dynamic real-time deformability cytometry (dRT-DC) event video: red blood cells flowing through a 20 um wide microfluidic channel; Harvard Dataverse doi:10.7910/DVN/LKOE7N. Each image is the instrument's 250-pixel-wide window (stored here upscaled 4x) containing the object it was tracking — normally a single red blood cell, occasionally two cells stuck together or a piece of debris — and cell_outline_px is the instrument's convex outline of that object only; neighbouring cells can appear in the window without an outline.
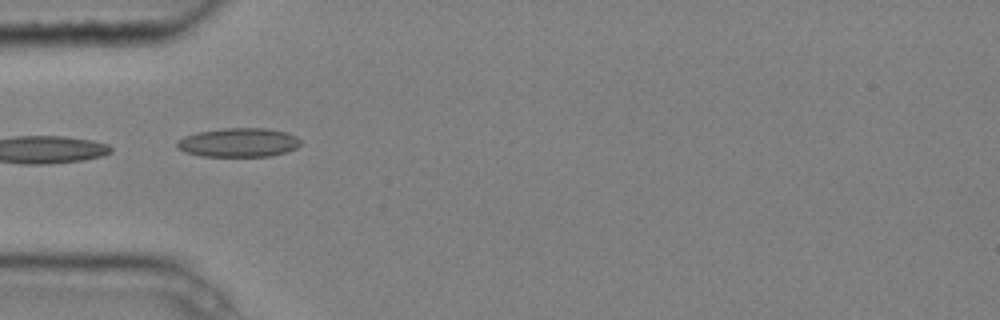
{"species": "common noctule bat (a hibernating species)", "species_latin": "Nyctalus noctula", "temperature_condition": "cold", "stored_images_in_passage": 10, "camera_frame_rate_fps": 3000, "um_per_image_px": 0.085, "animal": {"sex": "male", "body_mass_g": 20.4}, "frame": {"image": 1, "passage_image": 4, "time_ms": 1.0, "image_size_px": [1000, 320], "cell_outline_px": [[300, 144], [296, 148], [288, 152], [272, 156], [200, 156], [176, 148], [176, 140], [184, 136], [196, 132], [224, 128], [268, 128], [288, 132], [296, 136], [300, 140]], "centroid_in_image_um": [20.29, 12.11], "position_along_channel_um": 64.7, "area_um2": 21.1}}
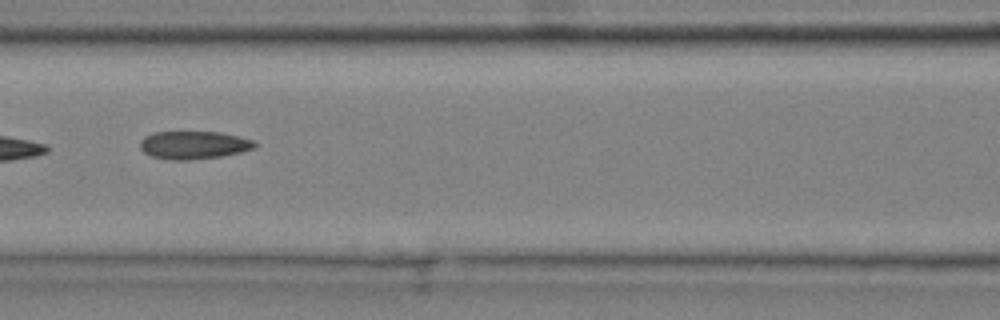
{"frame": {"image": 2, "passage_image": 6, "time_ms": 1.667, "image_size_px": [1000, 320], "cell_outline_px": [[256, 148], [240, 152], [220, 156], [188, 160], [168, 160], [152, 156], [144, 152], [140, 148], [140, 140], [144, 136], [152, 132], [220, 132], [240, 136], [252, 140], [256, 144]], "centroid_in_image_um": [16.44, 12.32], "position_along_channel_um": 150.2, "area_um2": 18.73}}
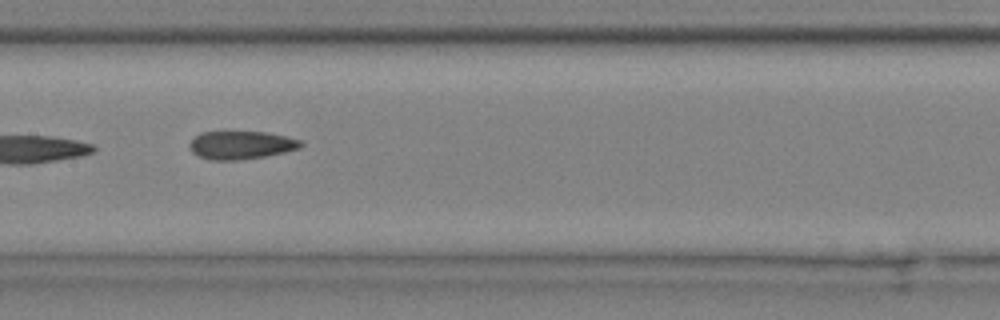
{"frame": {"image": 3, "passage_image": 7, "time_ms": 2.0, "image_size_px": [1000, 320], "cell_outline_px": [[304, 144], [300, 148], [284, 152], [264, 156], [236, 160], [208, 160], [192, 152], [188, 148], [188, 144], [200, 132], [268, 132], [300, 140]], "centroid_in_image_um": [20.47, 12.33], "position_along_channel_um": 186.9, "area_um2": 18.15}}